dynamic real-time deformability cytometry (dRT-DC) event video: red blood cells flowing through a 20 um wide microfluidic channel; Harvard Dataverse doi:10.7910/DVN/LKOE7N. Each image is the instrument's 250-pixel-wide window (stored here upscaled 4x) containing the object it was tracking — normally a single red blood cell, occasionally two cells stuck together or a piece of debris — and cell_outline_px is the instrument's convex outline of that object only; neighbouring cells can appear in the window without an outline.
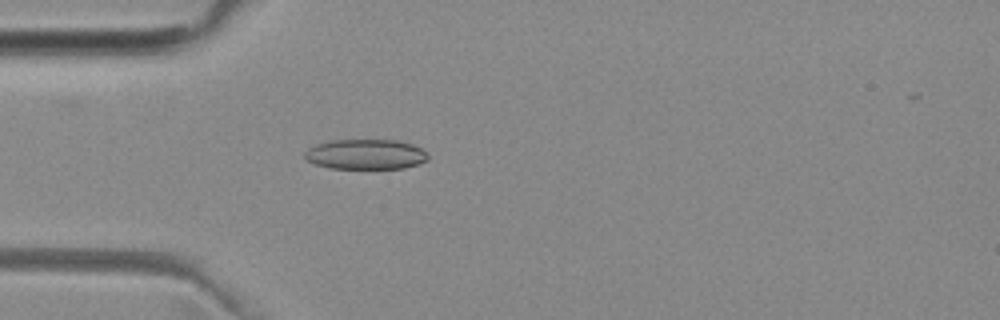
{"species": "common noctule bat (a hibernating species)", "species_latin": "Nyctalus noctula", "temperature_condition": "room temperature", "stored_images_in_passage": 44, "camera_frame_rate_fps": 3000, "um_per_image_px": 0.085, "animal": {"sex": "female", "body_mass_g": 29.2, "forearm_length_mm": 56.3}, "frame": {"image": 1, "passage_image": 7, "time_ms": 2.0, "image_size_px": [1000, 320], "cell_outline_px": [[428, 160], [420, 164], [404, 168], [332, 168], [316, 164], [308, 160], [304, 156], [304, 152], [308, 148], [316, 144], [328, 140], [396, 140], [412, 144], [420, 148], [428, 156]], "centroid_in_image_um": [31.08, 13.11], "position_along_channel_um": 53.9, "area_um2": 21.56}}
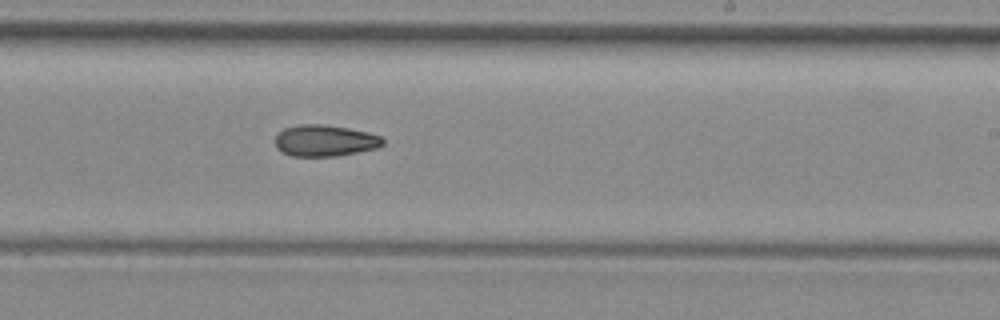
{"frame": {"image": 2, "passage_image": 23, "time_ms": 7.333, "image_size_px": [1000, 320], "cell_outline_px": [[384, 144], [376, 148], [336, 156], [292, 156], [276, 148], [276, 136], [284, 128], [300, 124], [324, 124], [348, 128], [368, 132], [380, 136], [384, 140]], "centroid_in_image_um": [27.62, 11.94], "position_along_channel_um": 261.4, "area_um2": 19.59}}
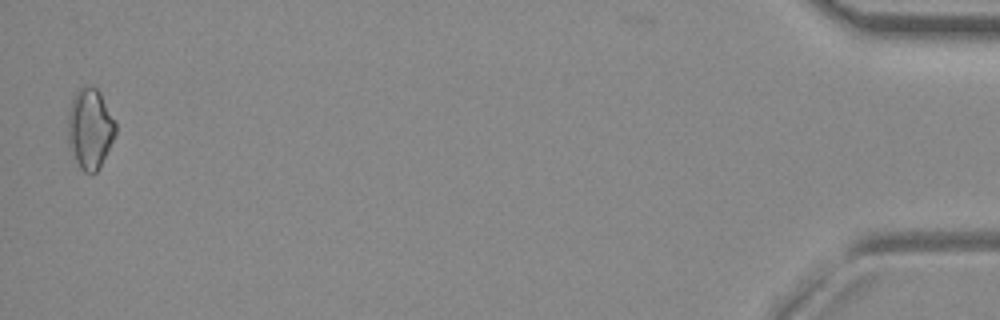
{"frame": {"image": 3, "passage_image": 43, "time_ms": 14.0, "image_size_px": [1000, 320], "cell_outline_px": [[116, 132], [100, 168], [92, 176], [84, 172], [80, 168], [76, 160], [68, 140], [68, 112], [72, 96], [84, 84], [88, 84], [96, 88], [100, 92], [116, 124]], "centroid_in_image_um": [7.64, 10.92], "position_along_channel_um": 427.6, "area_um2": 22.37}}